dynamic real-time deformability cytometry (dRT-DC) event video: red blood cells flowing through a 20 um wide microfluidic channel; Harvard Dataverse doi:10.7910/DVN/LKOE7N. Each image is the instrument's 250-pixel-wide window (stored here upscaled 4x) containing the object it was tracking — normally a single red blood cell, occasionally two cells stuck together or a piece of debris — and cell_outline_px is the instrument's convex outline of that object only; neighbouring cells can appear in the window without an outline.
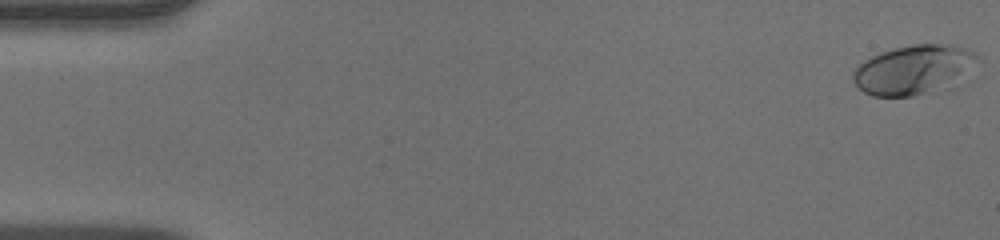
{"species": "human", "species_latin": "Homo sapiens", "temperature_condition": "warm", "stored_images_in_passage": 48, "camera_frame_rate_fps": 3000, "um_per_image_px": 0.085, "donor": {"sex": "male"}, "frame": {"image": 1, "passage_image": 1, "time_ms": 0.0, "image_size_px": [1000, 240], "cell_outline_px": [[980, 60], [924, 92], [912, 96], [872, 96], [864, 92], [852, 80], [852, 72], [864, 60], [880, 52], [892, 48], [912, 44], [952, 44], [964, 48], [972, 52]], "centroid_in_image_um": [77.43, 5.86], "position_along_channel_um": 7.6, "area_um2": 33.52}}
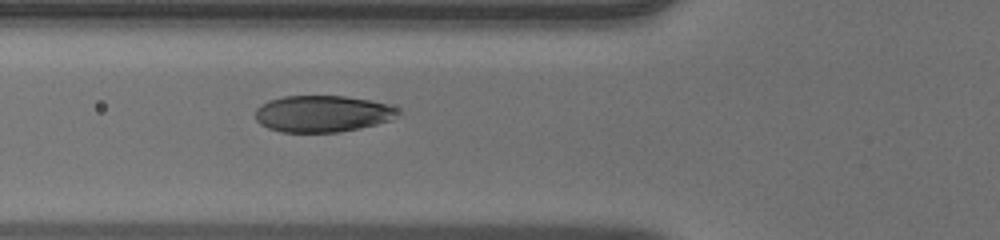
{"frame": {"image": 2, "passage_image": 18, "time_ms": 5.667, "image_size_px": [1000, 240], "cell_outline_px": [[400, 112], [396, 116], [388, 120], [376, 124], [360, 128], [340, 132], [280, 132], [268, 128], [260, 124], [256, 120], [256, 108], [260, 104], [268, 100], [284, 96], [344, 96], [368, 100], [384, 104], [396, 108]], "centroid_in_image_um": [27.34, 9.67], "position_along_channel_um": 98.5, "area_um2": 30.29}}
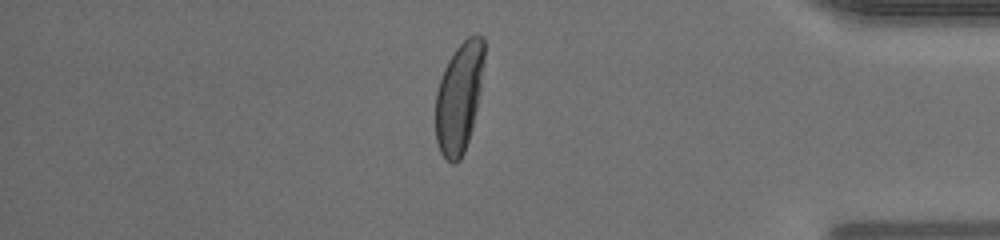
{"frame": {"image": 3, "passage_image": 41, "time_ms": 13.333, "image_size_px": [1000, 240], "cell_outline_px": [[484, 60], [480, 92], [472, 128], [464, 152], [460, 160], [456, 164], [452, 164], [440, 152], [436, 140], [436, 92], [440, 76], [448, 60], [456, 48], [468, 36], [484, 36]], "centroid_in_image_um": [39.02, 8.29], "position_along_channel_um": 396.2, "area_um2": 31.21}}